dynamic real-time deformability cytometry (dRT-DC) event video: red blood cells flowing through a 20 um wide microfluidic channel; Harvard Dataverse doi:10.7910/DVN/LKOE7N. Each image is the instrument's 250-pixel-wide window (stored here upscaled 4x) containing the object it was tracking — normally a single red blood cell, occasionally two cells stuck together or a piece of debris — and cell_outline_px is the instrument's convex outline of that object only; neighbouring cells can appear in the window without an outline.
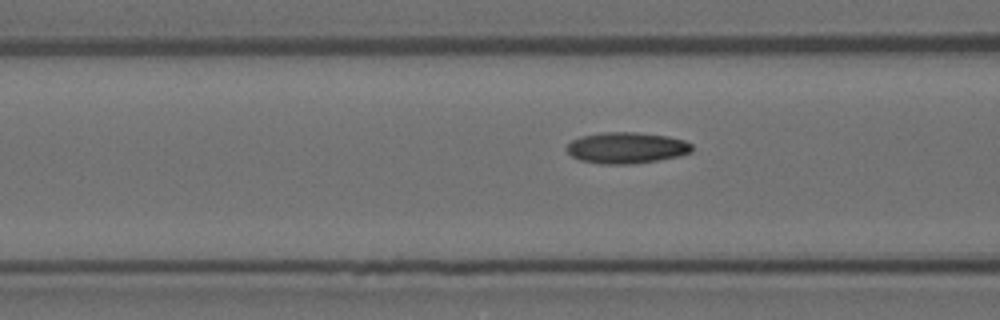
{"species": "Egyptian fruit bat (a non-hibernating species)", "species_latin": "Rousettus aegyptiacus", "temperature_condition": "room temperature", "stored_images_in_passage": 20, "camera_frame_rate_fps": 3000, "um_per_image_px": 0.085, "animal": {"sex": "female"}, "frame": {"image": 1, "passage_image": 17, "time_ms": 5.333, "image_size_px": [1000, 320], "cell_outline_px": [[692, 152], [680, 156], [632, 164], [600, 164], [580, 160], [572, 156], [568, 152], [568, 144], [572, 140], [580, 136], [600, 132], [636, 132], [668, 136], [684, 140], [692, 144]], "centroid_in_image_um": [53.26, 12.56], "position_along_channel_um": 113.3, "area_um2": 22.83}}